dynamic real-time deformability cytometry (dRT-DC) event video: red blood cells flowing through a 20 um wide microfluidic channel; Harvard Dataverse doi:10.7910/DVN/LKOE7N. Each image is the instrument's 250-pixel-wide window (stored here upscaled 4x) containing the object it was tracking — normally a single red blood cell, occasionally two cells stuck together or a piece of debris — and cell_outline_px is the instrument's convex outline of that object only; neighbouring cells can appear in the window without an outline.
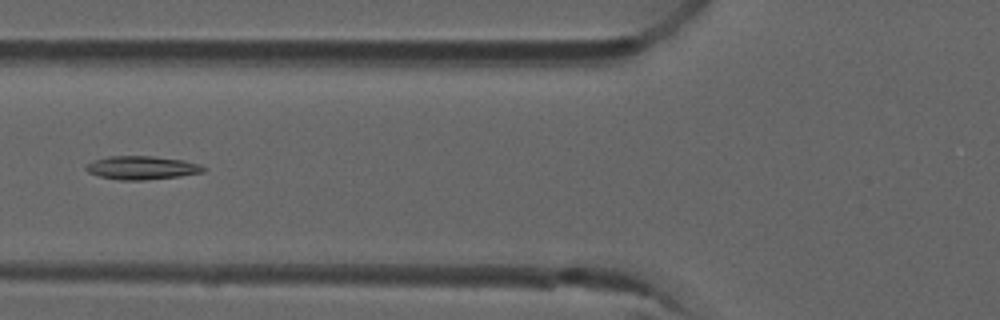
{"species": "common noctule bat (a hibernating species)", "species_latin": "Nyctalus noctula", "temperature_condition": "room temperature", "stored_images_in_passage": 7, "camera_frame_rate_fps": 3000, "um_per_image_px": 0.085, "animal": {"sex": "male", "forearm_length_mm": 52.5}, "frame": {"image": 1, "passage_image": 6, "time_ms": 1.667, "image_size_px": [1000, 320], "cell_outline_px": [[208, 168], [204, 172], [180, 176], [144, 180], [120, 180], [100, 176], [88, 172], [84, 168], [84, 164], [92, 160], [108, 156], [152, 156], [184, 160], [200, 164]], "centroid_in_image_um": [12.05, 14.25], "position_along_channel_um": 113.8, "area_um2": 16.24}}
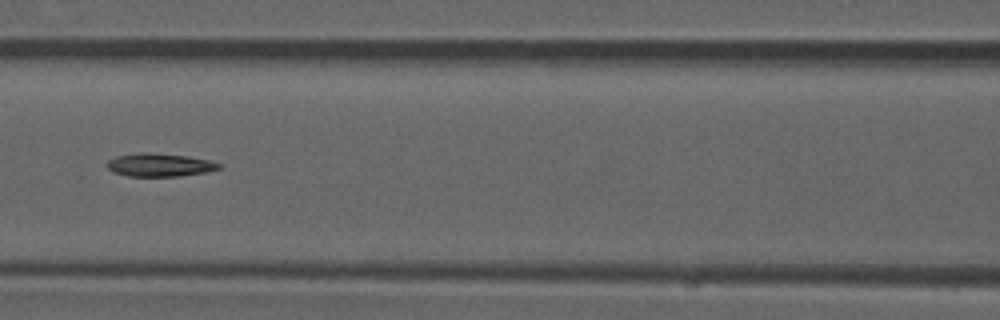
{"frame": {"image": 2, "passage_image": 7, "time_ms": 2.0, "image_size_px": [1000, 320], "cell_outline_px": [[220, 168], [204, 172], [180, 176], [128, 176], [112, 172], [108, 168], [108, 160], [116, 156], [140, 152], [148, 152], [188, 156], [208, 160], [220, 164]], "centroid_in_image_um": [13.53, 14.01], "position_along_channel_um": 153.1, "area_um2": 14.97}}